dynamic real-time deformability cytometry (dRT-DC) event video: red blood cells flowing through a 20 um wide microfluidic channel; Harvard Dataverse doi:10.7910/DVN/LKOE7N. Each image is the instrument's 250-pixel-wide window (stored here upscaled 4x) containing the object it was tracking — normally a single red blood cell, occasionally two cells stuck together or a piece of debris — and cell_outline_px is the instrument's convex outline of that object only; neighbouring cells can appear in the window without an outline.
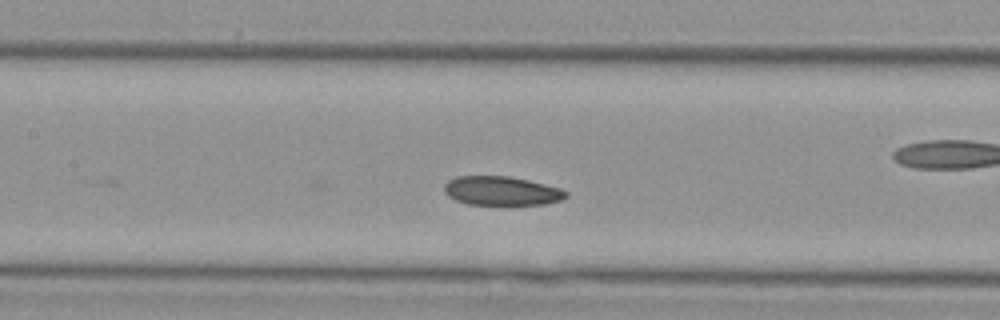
{"species": "Egyptian fruit bat (a non-hibernating species)", "species_latin": "Rousettus aegyptiacus", "temperature_condition": "cold", "stored_images_in_passage": 13, "camera_frame_rate_fps": 3000, "um_per_image_px": 0.085, "animal": {"sex": "female"}, "frame": {"image": 1, "passage_image": 13, "time_ms": 4.0, "image_size_px": [1000, 320], "cell_outline_px": [[568, 196], [560, 200], [544, 204], [508, 208], [500, 208], [468, 204], [456, 200], [448, 196], [444, 192], [444, 184], [448, 180], [456, 176], [508, 176], [528, 180], [560, 188], [568, 192]], "centroid_in_image_um": [42.63, 16.28], "position_along_channel_um": 164.8, "area_um2": 21.68}}